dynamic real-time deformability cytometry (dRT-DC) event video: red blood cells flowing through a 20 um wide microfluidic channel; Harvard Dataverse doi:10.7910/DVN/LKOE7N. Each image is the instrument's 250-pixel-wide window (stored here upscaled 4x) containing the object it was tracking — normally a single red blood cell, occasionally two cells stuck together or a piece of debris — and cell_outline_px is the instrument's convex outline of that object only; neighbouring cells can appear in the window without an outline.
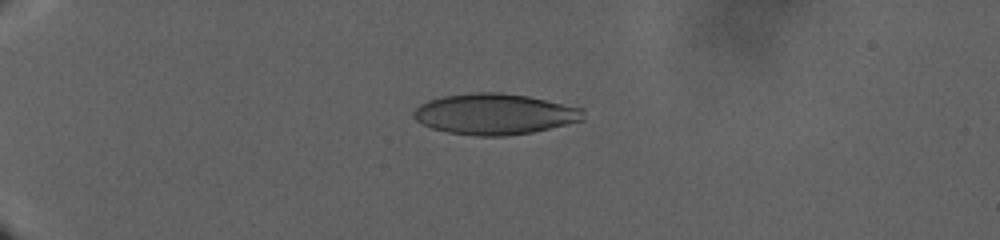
{"species": "human", "species_latin": "Homo sapiens", "temperature_condition": "warm", "stored_images_in_passage": 63, "camera_frame_rate_fps": 3000, "um_per_image_px": 0.085, "donor": {"sex": "male"}, "frame": {"image": 1, "passage_image": 16, "time_ms": 13.667, "image_size_px": [1000, 240], "cell_outline_px": [[584, 120], [532, 132], [508, 136], [476, 136], [448, 132], [432, 128], [416, 120], [412, 116], [412, 112], [420, 104], [428, 100], [444, 96], [468, 92], [500, 92], [528, 96], [584, 108]], "centroid_in_image_um": [42.04, 9.69], "position_along_channel_um": 43.0, "area_um2": 40.58}}
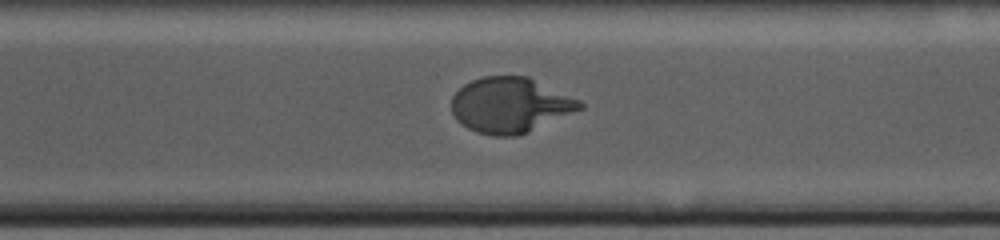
{"frame": {"image": 2, "passage_image": 40, "time_ms": 36.0, "image_size_px": [1000, 240], "cell_outline_px": [[584, 108], [528, 132], [516, 136], [492, 136], [476, 132], [460, 124], [456, 120], [452, 112], [452, 96], [464, 84], [472, 80], [484, 76], [528, 76], [580, 100], [584, 104]], "centroid_in_image_um": [43.36, 8.94], "position_along_channel_um": 327.2, "area_um2": 41.44}}
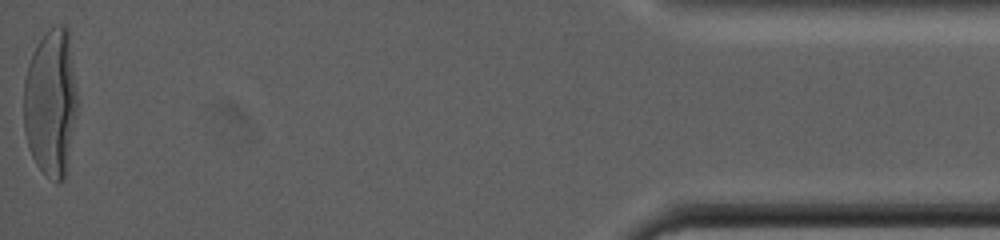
{"frame": {"image": 3, "passage_image": 63, "time_ms": 47.0, "image_size_px": [1000, 240], "cell_outline_px": [[76, 112], [64, 180], [56, 184], [36, 164], [32, 156], [24, 132], [24, 80], [28, 64], [32, 52], [44, 32], [52, 24], [64, 24], [68, 28], [76, 88]], "centroid_in_image_um": [4.3, 8.66], "position_along_channel_um": 430.9, "area_um2": 46.07}}